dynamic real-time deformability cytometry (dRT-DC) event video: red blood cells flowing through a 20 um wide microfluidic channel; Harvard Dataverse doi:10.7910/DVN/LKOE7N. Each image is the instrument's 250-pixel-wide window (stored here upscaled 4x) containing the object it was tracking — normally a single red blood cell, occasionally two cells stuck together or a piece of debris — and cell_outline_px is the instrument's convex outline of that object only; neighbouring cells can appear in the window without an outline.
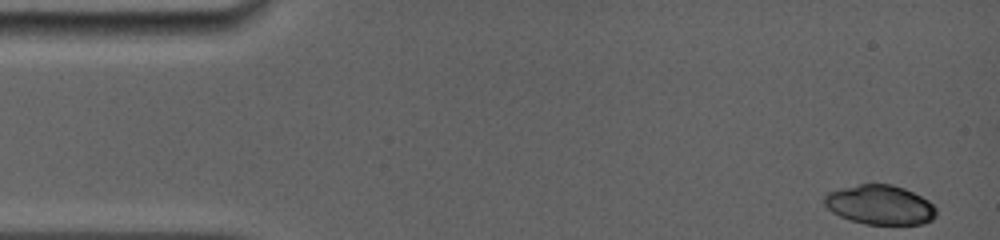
{"species": "common noctule bat (a hibernating species)", "species_latin": "Nyctalus noctula", "temperature_condition": "room temperature", "stored_images_in_passage": 18, "camera_frame_rate_fps": 5000, "um_per_image_px": 0.085, "animal": {"sex": "female", "body_mass_g": 19.0, "forearm_length_mm": 56.7}, "frame": {"image": 1, "passage_image": 1, "time_ms": 0.0, "image_size_px": [1000, 240], "cell_outline_px": [[936, 216], [932, 220], [924, 224], [864, 224], [848, 220], [832, 212], [824, 204], [824, 196], [828, 192], [860, 184], [892, 184], [904, 188], [928, 200], [936, 208]], "centroid_in_image_um": [74.8, 17.42], "position_along_channel_um": 10.2, "area_um2": 25.72}}